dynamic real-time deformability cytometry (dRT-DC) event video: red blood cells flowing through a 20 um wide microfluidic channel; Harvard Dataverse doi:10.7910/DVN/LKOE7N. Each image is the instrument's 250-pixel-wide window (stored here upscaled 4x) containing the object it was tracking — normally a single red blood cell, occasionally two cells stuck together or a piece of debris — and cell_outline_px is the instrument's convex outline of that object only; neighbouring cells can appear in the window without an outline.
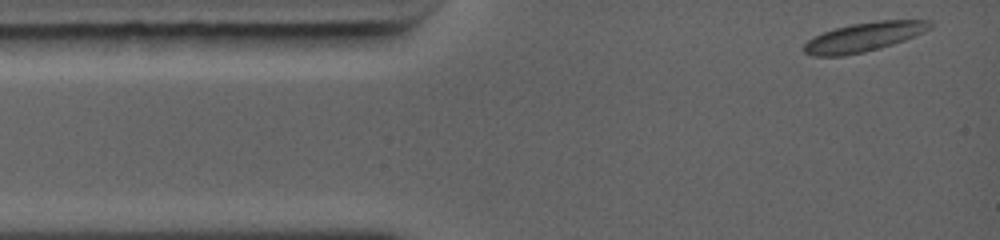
{"species": "common noctule bat (a hibernating species)", "species_latin": "Nyctalus noctula", "temperature_condition": "warm", "stored_images_in_passage": 27, "camera_frame_rate_fps": 5000, "um_per_image_px": 0.085, "animal": {"sex": "female", "body_mass_g": 19.0, "forearm_length_mm": 56.7}, "frame": {"image": 1, "passage_image": 1, "time_ms": 0.0, "image_size_px": [1000, 240], "cell_outline_px": [[932, 28], [924, 32], [904, 40], [880, 48], [864, 52], [844, 56], [812, 56], [804, 52], [804, 44], [808, 40], [824, 32], [836, 28], [852, 24], [880, 20], [932, 20]], "centroid_in_image_um": [73.46, 3.15], "position_along_channel_um": 11.5, "area_um2": 21.27}}
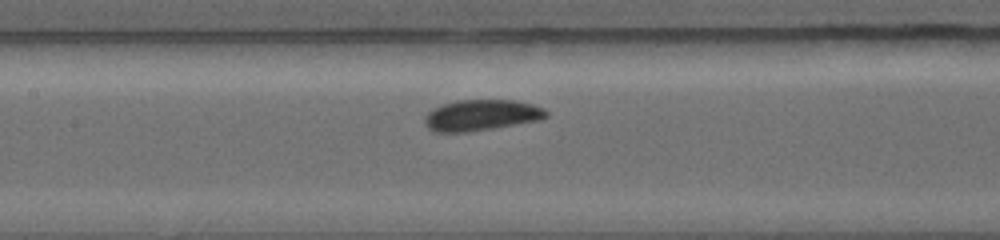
{"frame": {"image": 2, "passage_image": 12, "time_ms": 4.8, "image_size_px": [1000, 240], "cell_outline_px": [[548, 116], [540, 120], [488, 128], [460, 132], [440, 132], [432, 128], [424, 120], [424, 116], [432, 108], [440, 104], [456, 100], [516, 100], [532, 104], [544, 108], [548, 112]], "centroid_in_image_um": [40.94, 9.75], "position_along_channel_um": 166.5, "area_um2": 21.56}}
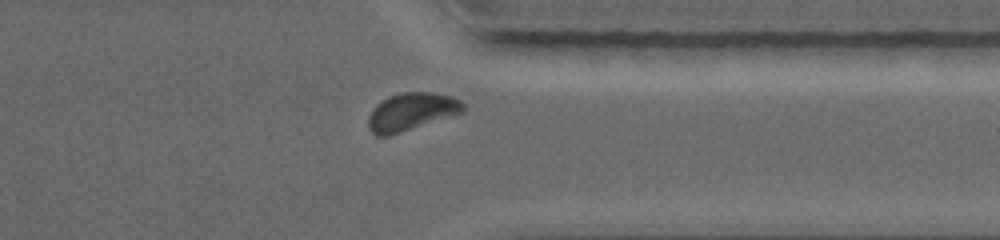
{"frame": {"image": 3, "passage_image": 23, "time_ms": 9.6, "image_size_px": [1000, 240], "cell_outline_px": [[464, 112], [388, 136], [376, 136], [368, 128], [368, 116], [372, 108], [376, 104], [388, 96], [404, 92], [428, 92], [448, 96], [460, 100], [464, 104]], "centroid_in_image_um": [34.92, 9.5], "position_along_channel_um": 376.5, "area_um2": 20.69}, "authors_computed_cell_mechanics": {"area_um2": 20.2878, "velocity_mm_per_s": 4.3956, "shape_relaxation_time_tau1_ms": 2.2783, "shape_relaxation_time_tau2_ms": null, "deformation_change_tau1": 0.1032, "deformation_change_tau2": null}}